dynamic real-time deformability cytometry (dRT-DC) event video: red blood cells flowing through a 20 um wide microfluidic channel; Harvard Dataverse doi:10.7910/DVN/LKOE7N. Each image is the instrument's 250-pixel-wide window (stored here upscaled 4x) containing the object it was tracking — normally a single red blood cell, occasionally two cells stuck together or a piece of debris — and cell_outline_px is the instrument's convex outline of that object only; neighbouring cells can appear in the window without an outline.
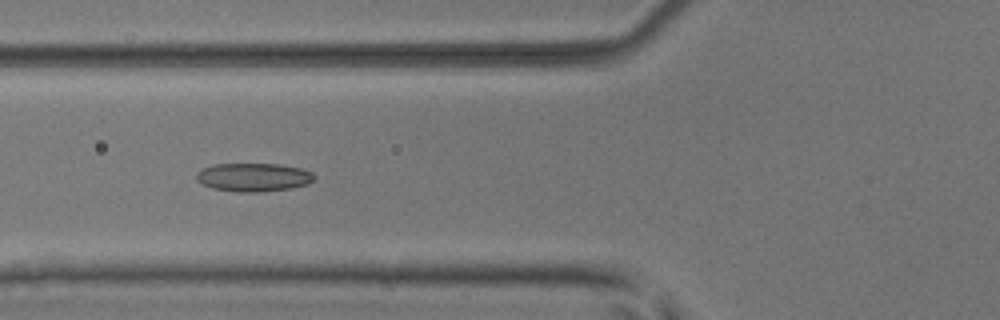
{"species": "common noctule bat (a hibernating species)", "species_latin": "Nyctalus noctula", "temperature_condition": "room temperature", "stored_images_in_passage": 38, "camera_frame_rate_fps": 3000, "um_per_image_px": 0.085, "animal": {"sex": "male", "body_mass_g": 17.9, "forearm_length_mm": 54.2}, "frame": {"image": 1, "passage_image": 6, "time_ms": 1.667, "image_size_px": [1000, 320], "cell_outline_px": [[316, 176], [308, 184], [292, 188], [260, 192], [240, 192], [212, 188], [196, 180], [196, 176], [204, 168], [216, 164], [280, 164], [300, 168], [312, 172]], "centroid_in_image_um": [21.59, 15.07], "position_along_channel_um": 104.2, "area_um2": 19.36}}
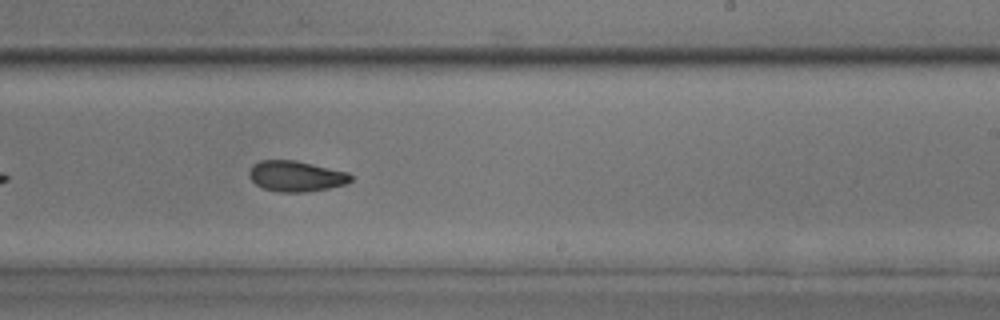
{"frame": {"image": 2, "passage_image": 18, "time_ms": 5.667, "image_size_px": [1000, 320], "cell_outline_px": [[352, 180], [344, 184], [328, 188], [304, 192], [276, 192], [264, 188], [256, 184], [248, 176], [248, 172], [252, 164], [260, 160], [296, 160], [348, 172], [352, 176]], "centroid_in_image_um": [25.13, 14.96], "position_along_channel_um": 263.9, "area_um2": 18.21}}
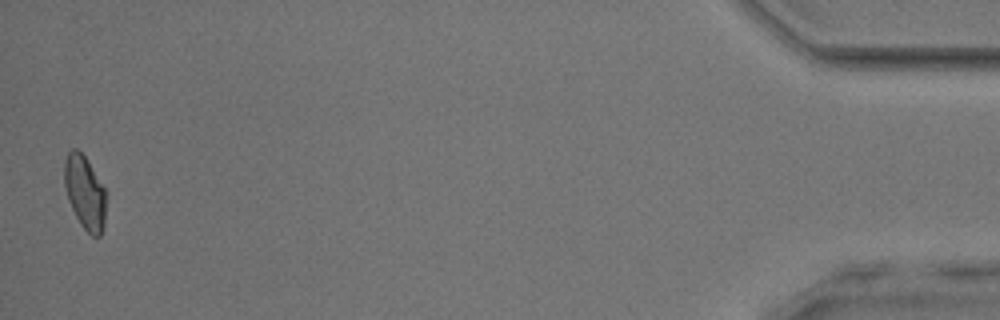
{"frame": {"image": 3, "passage_image": 37, "time_ms": 12.0, "image_size_px": [1000, 320], "cell_outline_px": [[104, 228], [100, 236], [92, 236], [80, 224], [68, 200], [64, 184], [64, 160], [68, 152], [72, 148], [76, 148], [84, 156], [104, 188]], "centroid_in_image_um": [7.17, 16.36], "position_along_channel_um": 428.0, "area_um2": 17.46}, "authors_computed_cell_mechanics": {"area_um2": 18.496, "velocity_mm_per_s": 4.0069, "shape_relaxation_time_tau1_ms": 3.3676, "shape_relaxation_time_tau2_ms": 3.044, "deformation_change_tau1": 0.098, "deformation_change_tau2": 0.0785}}